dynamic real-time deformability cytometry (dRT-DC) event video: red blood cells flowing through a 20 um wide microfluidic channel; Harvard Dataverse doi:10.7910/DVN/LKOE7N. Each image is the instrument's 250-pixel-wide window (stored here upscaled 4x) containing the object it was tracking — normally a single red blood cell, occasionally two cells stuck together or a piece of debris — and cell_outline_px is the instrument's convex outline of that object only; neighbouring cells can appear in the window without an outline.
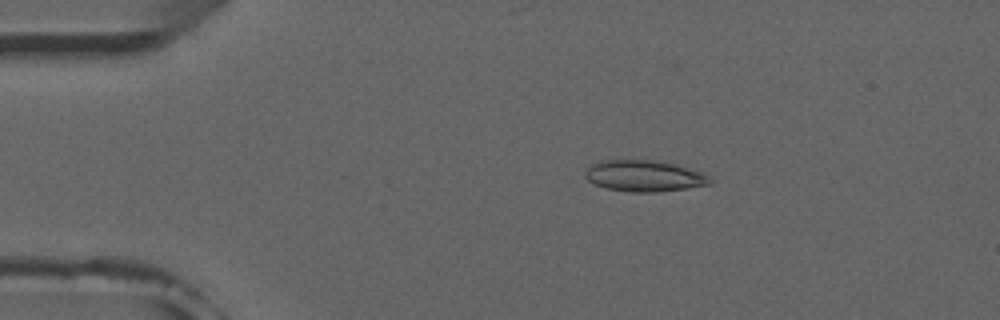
{"species": "common noctule bat (a hibernating species)", "species_latin": "Nyctalus noctula", "temperature_condition": "room temperature", "stored_images_in_passage": 51, "camera_frame_rate_fps": 3000, "um_per_image_px": 0.085, "animal": {"sex": "male", "forearm_length_mm": 52.5}, "frame": {"image": 1, "passage_image": 9, "time_ms": 2.667, "image_size_px": [1000, 320], "cell_outline_px": [[716, 180], [712, 184], [656, 192], [632, 192], [604, 188], [588, 180], [584, 176], [584, 172], [592, 164], [600, 160], [656, 160], [676, 164], [712, 176]], "centroid_in_image_um": [54.79, 14.95], "position_along_channel_um": 30.2, "area_um2": 22.89}}
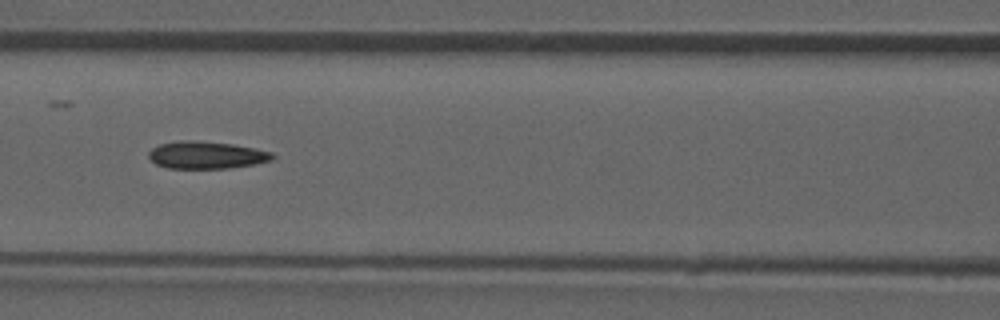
{"frame": {"image": 2, "passage_image": 22, "time_ms": 7.0, "image_size_px": [1000, 320], "cell_outline_px": [[276, 156], [272, 160], [256, 164], [228, 168], [168, 168], [156, 164], [148, 156], [148, 152], [152, 148], [160, 144], [180, 140], [192, 140], [232, 144], [256, 148], [272, 152]], "centroid_in_image_um": [17.57, 13.18], "position_along_channel_um": 149.0, "area_um2": 19.77}}
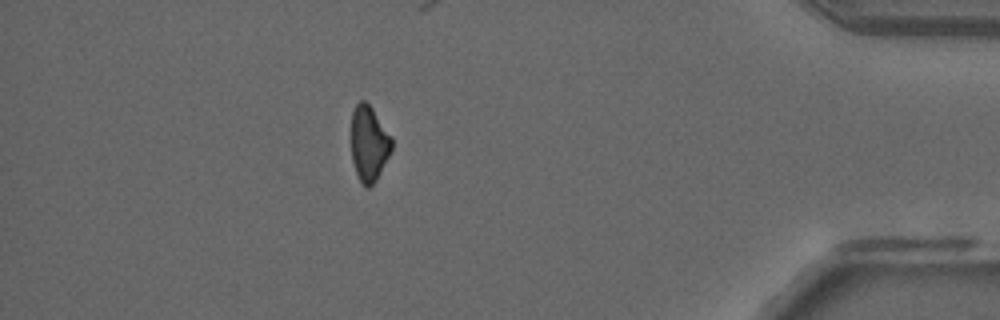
{"frame": {"image": 3, "passage_image": 45, "time_ms": 14.667, "image_size_px": [1000, 320], "cell_outline_px": [[392, 148], [376, 180], [368, 188], [364, 188], [360, 184], [352, 160], [352, 112], [356, 104], [360, 100], [364, 100], [372, 108], [392, 136]], "centroid_in_image_um": [31.36, 12.21], "position_along_channel_um": 403.8, "area_um2": 17.74}, "authors_computed_cell_mechanics": {"area_um2": 19.7676, "velocity_mm_per_s": 3.9397, "shape_relaxation_time_tau1_ms": 8.3549, "shape_relaxation_time_tau2_ms": null, "deformation_change_tau1": 0.173, "deformation_change_tau2": null}}